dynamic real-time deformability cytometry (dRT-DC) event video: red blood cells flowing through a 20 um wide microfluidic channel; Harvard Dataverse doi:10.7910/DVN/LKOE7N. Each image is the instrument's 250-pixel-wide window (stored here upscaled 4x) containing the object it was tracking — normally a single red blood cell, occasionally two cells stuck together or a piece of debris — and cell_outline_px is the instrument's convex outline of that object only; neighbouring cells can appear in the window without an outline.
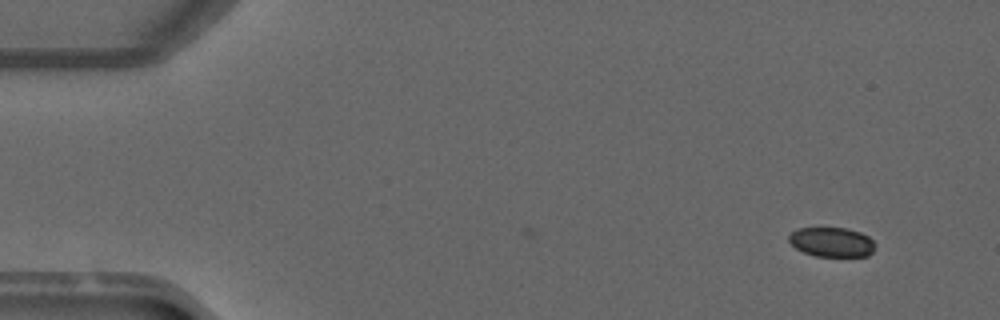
{"species": "common noctule bat (a hibernating species)", "species_latin": "Nyctalus noctula", "temperature_condition": "warm", "stored_images_in_passage": 48, "camera_frame_rate_fps": 3000, "um_per_image_px": 0.085, "animal": {"sex": "male", "forearm_length_mm": 52.5}, "frame": {"image": 1, "passage_image": 1, "time_ms": 0.0, "image_size_px": [1000, 320], "cell_outline_px": [[876, 244], [872, 252], [868, 256], [816, 256], [804, 252], [796, 248], [788, 240], [788, 236], [796, 228], [844, 228], [860, 232], [868, 236]], "centroid_in_image_um": [70.7, 20.57], "position_along_channel_um": 14.3, "area_um2": 14.8}}
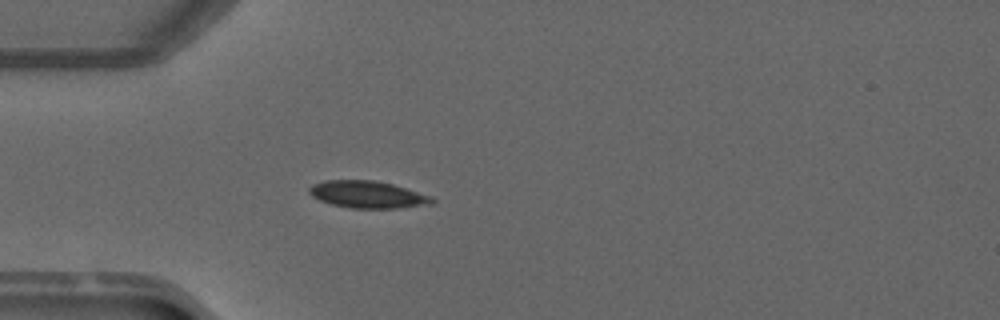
{"frame": {"image": 2, "passage_image": 12, "time_ms": 3.667, "image_size_px": [1000, 320], "cell_outline_px": [[436, 200], [432, 204], [396, 208], [352, 208], [332, 204], [320, 200], [312, 196], [308, 192], [308, 188], [312, 184], [328, 180], [372, 180], [392, 184], [432, 196]], "centroid_in_image_um": [31.25, 16.53], "position_along_channel_um": 53.8, "area_um2": 19.31}}
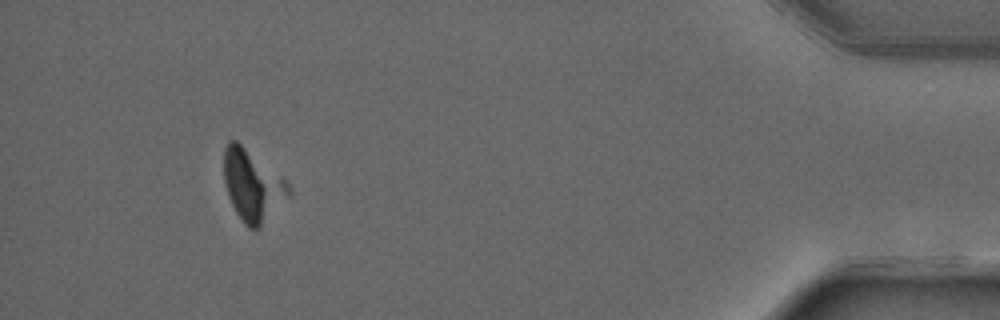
{"frame": {"image": 3, "passage_image": 44, "time_ms": 14.333, "image_size_px": [1000, 320], "cell_outline_px": [[292, 196], [260, 228], [248, 228], [244, 224], [236, 212], [232, 204], [224, 180], [224, 148], [228, 140], [236, 140], [284, 180], [292, 188]], "centroid_in_image_um": [21.48, 15.81], "position_along_channel_um": 413.7, "area_um2": 26.65}}